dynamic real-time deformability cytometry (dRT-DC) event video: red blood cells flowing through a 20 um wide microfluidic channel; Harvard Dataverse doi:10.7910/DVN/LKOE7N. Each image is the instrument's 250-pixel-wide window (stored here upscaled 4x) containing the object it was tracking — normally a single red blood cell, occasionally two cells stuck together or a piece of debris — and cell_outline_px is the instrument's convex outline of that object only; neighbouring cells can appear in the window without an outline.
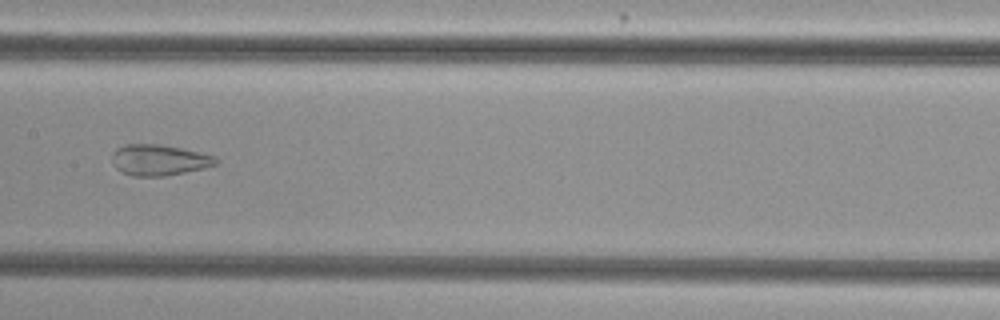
{"species": "common noctule bat (a hibernating species)", "species_latin": "Nyctalus noctula", "temperature_condition": "cold", "stored_images_in_passage": 39, "camera_frame_rate_fps": 3000, "um_per_image_px": 0.085, "animal": {"sex": "female", "body_mass_g": 29.2, "forearm_length_mm": 56.3}, "frame": {"image": 1, "passage_image": 23, "time_ms": 7.333, "image_size_px": [1000, 320], "cell_outline_px": [[220, 160], [216, 164], [204, 168], [164, 176], [132, 176], [120, 172], [112, 164], [112, 152], [116, 148], [128, 144], [156, 144], [180, 148], [216, 156]], "centroid_in_image_um": [13.49, 13.61], "position_along_channel_um": 193.9, "area_um2": 18.73}}
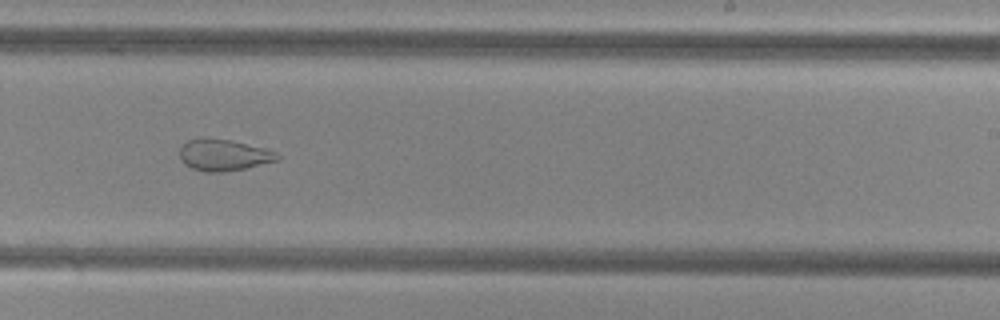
{"frame": {"image": 2, "passage_image": 29, "time_ms": 9.333, "image_size_px": [1000, 320], "cell_outline_px": [[280, 160], [244, 168], [220, 172], [204, 172], [192, 168], [184, 164], [180, 160], [180, 148], [188, 140], [204, 136], [232, 140], [264, 148], [276, 152], [280, 156]], "centroid_in_image_um": [18.99, 13.16], "position_along_channel_um": 270.0, "area_um2": 18.09}}
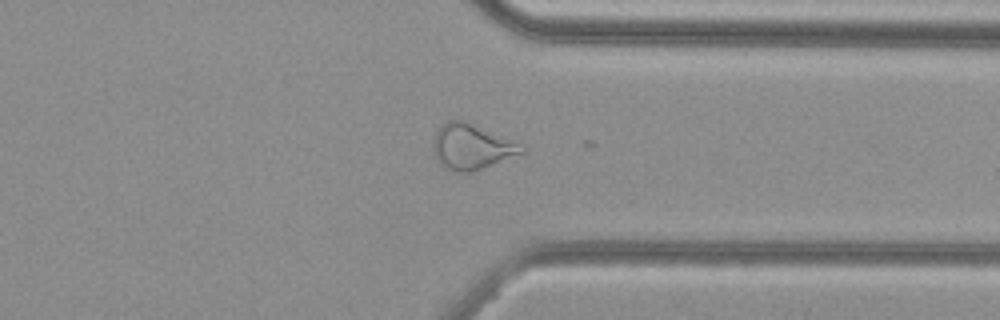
{"frame": {"image": 3, "passage_image": 37, "time_ms": 12.0, "image_size_px": [1000, 320], "cell_outline_px": [[528, 148], [524, 152], [472, 172], [456, 172], [440, 164], [432, 148], [432, 144], [436, 128], [448, 120], [464, 120]], "centroid_in_image_um": [40.03, 12.47], "position_along_channel_um": 371.4, "area_um2": 23.0}, "authors_computed_cell_mechanics": {"area_um2": 22.9466, "velocity_mm_per_s": 3.807, "shape_relaxation_time_tau1_ms": null, "shape_relaxation_time_tau2_ms": 1.913, "deformation_change_tau1": null, "deformation_change_tau2": 0.0851}}